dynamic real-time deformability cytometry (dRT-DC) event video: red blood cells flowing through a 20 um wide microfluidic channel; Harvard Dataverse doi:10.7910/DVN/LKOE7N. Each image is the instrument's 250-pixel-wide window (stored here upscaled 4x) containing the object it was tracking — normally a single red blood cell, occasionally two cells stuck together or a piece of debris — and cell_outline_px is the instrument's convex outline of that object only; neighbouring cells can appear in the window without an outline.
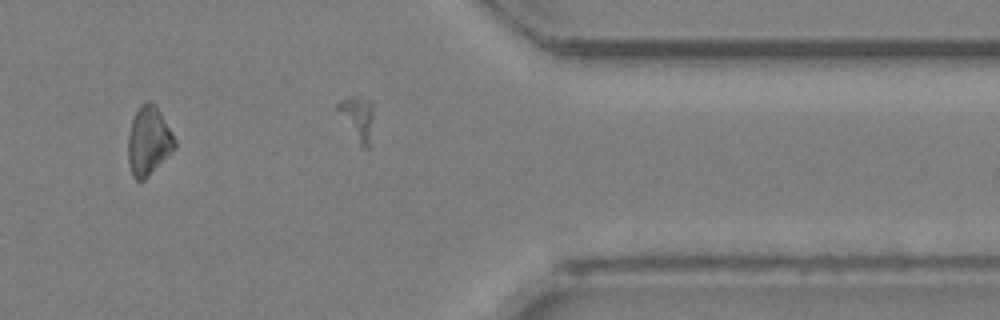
{"species": "Egyptian fruit bat (a non-hibernating species)", "species_latin": "Rousettus aegyptiacus", "temperature_condition": "room temperature", "stored_images_in_passage": 22, "camera_frame_rate_fps": 3000, "um_per_image_px": 0.085, "animal": {"sex": "female"}, "frame": {"image": 1, "passage_image": 17, "time_ms": 5.333, "image_size_px": [1000, 320], "cell_outline_px": [[176, 148], [144, 180], [136, 180], [132, 176], [128, 160], [128, 132], [132, 120], [140, 104], [148, 100], [152, 100], [156, 104], [172, 132], [176, 140]], "centroid_in_image_um": [12.63, 11.95], "position_along_channel_um": 398.8, "area_um2": 18.9}}